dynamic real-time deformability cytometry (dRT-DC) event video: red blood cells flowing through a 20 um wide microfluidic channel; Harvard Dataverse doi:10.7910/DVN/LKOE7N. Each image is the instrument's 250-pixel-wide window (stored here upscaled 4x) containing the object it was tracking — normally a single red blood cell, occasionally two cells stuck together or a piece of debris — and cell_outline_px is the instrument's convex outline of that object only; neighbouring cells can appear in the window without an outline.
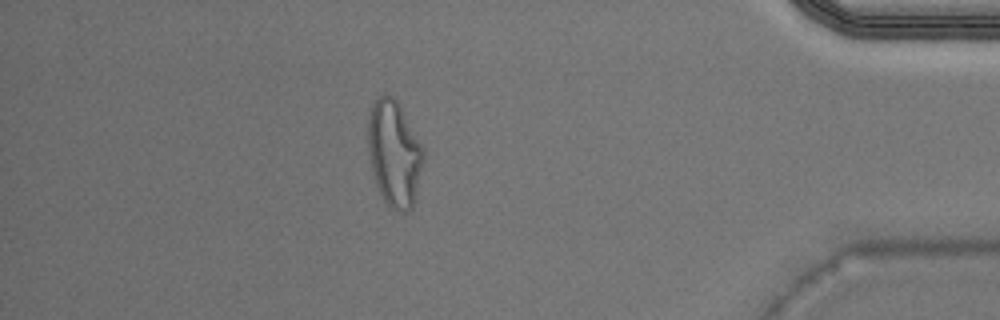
{"species": "Egyptian fruit bat (a non-hibernating species)", "species_latin": "Rousettus aegyptiacus", "temperature_condition": "warm", "stored_images_in_passage": 42, "segment_of_instrument_passage": [1, 2], "camera_frame_rate_fps": 3000, "um_per_image_px": 0.085, "animal": {"sex": "male"}, "frame": {"image": 1, "passage_image": 36, "time_ms": 11.667, "image_size_px": [1000, 320], "cell_outline_px": [[424, 160], [416, 200], [412, 208], [408, 212], [396, 212], [384, 200], [376, 184], [372, 172], [368, 148], [368, 116], [372, 104], [380, 96], [392, 96], [400, 104], [424, 148]], "centroid_in_image_um": [33.54, 13.08], "position_along_channel_um": 401.7, "area_um2": 34.56}}